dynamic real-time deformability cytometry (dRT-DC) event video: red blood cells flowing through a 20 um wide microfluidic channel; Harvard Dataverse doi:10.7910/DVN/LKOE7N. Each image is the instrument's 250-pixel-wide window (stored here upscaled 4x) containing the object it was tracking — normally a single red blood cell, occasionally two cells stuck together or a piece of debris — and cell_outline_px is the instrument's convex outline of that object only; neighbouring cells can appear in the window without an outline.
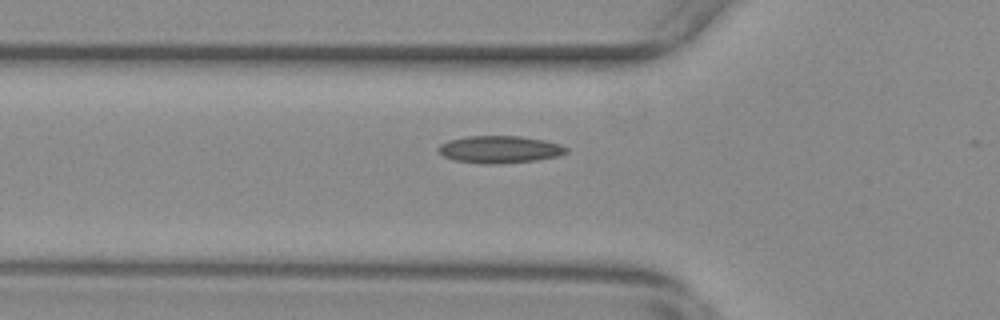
{"species": "common noctule bat (a hibernating species)", "species_latin": "Nyctalus noctula", "temperature_condition": "warm", "stored_images_in_passage": 28, "camera_frame_rate_fps": 3000, "um_per_image_px": 0.085, "animal": {"sex": "female", "body_mass_g": 29.2, "forearm_length_mm": 56.3}, "frame": {"image": 1, "passage_image": 2, "time_ms": 0.333, "image_size_px": [1000, 320], "cell_outline_px": [[568, 152], [560, 156], [536, 160], [500, 164], [480, 164], [452, 160], [444, 156], [436, 148], [440, 144], [448, 140], [468, 136], [520, 136], [544, 140], [560, 144], [568, 148]], "centroid_in_image_um": [42.47, 12.71], "position_along_channel_um": 83.3, "area_um2": 20.58}}
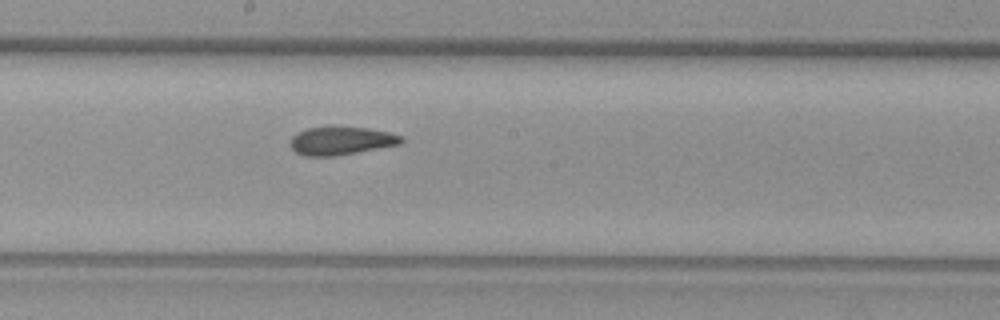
{"frame": {"image": 2, "passage_image": 13, "time_ms": 4.0, "image_size_px": [1000, 320], "cell_outline_px": [[404, 140], [400, 144], [356, 152], [332, 156], [304, 156], [296, 152], [292, 148], [292, 136], [296, 132], [308, 128], [328, 124], [368, 128], [388, 132], [404, 136]], "centroid_in_image_um": [28.99, 11.92], "position_along_channel_um": 219.2, "area_um2": 18.61}}
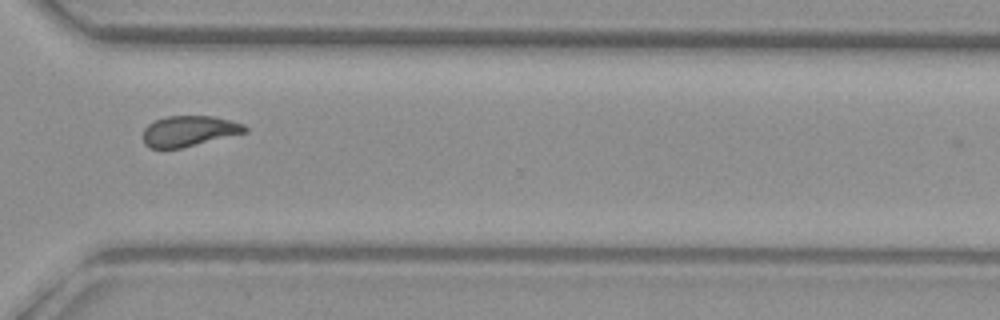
{"frame": {"image": 3, "passage_image": 24, "time_ms": 7.667, "image_size_px": [1000, 320], "cell_outline_px": [[248, 132], [180, 148], [152, 148], [144, 144], [144, 128], [148, 124], [164, 116], [212, 116], [244, 124], [248, 128]], "centroid_in_image_um": [16.07, 11.13], "position_along_channel_um": 354.5, "area_um2": 18.03}}